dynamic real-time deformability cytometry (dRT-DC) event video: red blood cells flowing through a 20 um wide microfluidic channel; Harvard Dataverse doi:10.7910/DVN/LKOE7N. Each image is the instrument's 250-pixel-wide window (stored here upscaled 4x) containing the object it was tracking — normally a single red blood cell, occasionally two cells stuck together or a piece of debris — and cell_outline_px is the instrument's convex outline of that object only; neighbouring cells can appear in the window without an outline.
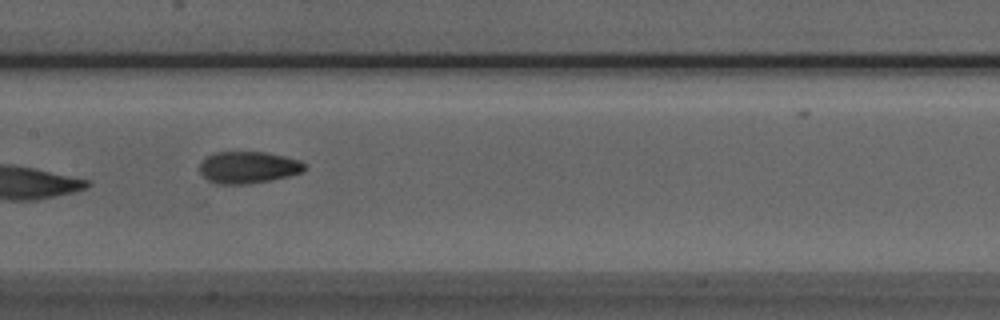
{"species": "Egyptian fruit bat (a non-hibernating species)", "species_latin": "Rousettus aegyptiacus", "temperature_condition": "room temperature", "stored_images_in_passage": 6, "camera_frame_rate_fps": 3000, "um_per_image_px": 0.085, "animal": {"sex": "male"}, "frame": {"image": 1, "passage_image": 6, "time_ms": 1.667, "image_size_px": [1000, 320], "cell_outline_px": [[308, 168], [304, 172], [288, 176], [248, 184], [216, 184], [208, 180], [200, 172], [200, 164], [208, 156], [216, 152], [264, 152], [284, 156], [300, 160], [308, 164]], "centroid_in_image_um": [21.15, 14.23], "position_along_channel_um": 186.2, "area_um2": 19.54}}